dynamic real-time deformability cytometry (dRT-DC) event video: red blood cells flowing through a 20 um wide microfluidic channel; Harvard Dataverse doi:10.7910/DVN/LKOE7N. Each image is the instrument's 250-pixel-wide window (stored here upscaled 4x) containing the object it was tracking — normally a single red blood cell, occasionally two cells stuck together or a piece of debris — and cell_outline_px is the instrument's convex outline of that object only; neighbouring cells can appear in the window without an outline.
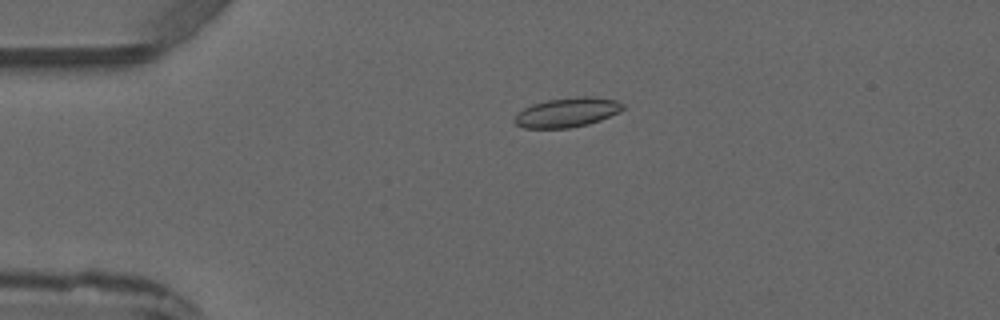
{"species": "common noctule bat (a hibernating species)", "species_latin": "Nyctalus noctula", "temperature_condition": "warm", "stored_images_in_passage": 3, "camera_frame_rate_fps": 3000, "um_per_image_px": 0.085, "animal": {"sex": "male", "forearm_length_mm": 52.5}, "frame": {"image": 1, "passage_image": 2, "time_ms": 1.333, "image_size_px": [1000, 320], "cell_outline_px": [[624, 108], [620, 112], [600, 120], [588, 124], [568, 128], [524, 128], [516, 124], [512, 120], [524, 108], [532, 104], [548, 100], [576, 96], [596, 96], [616, 100], [624, 104]], "centroid_in_image_um": [48.24, 9.54], "position_along_channel_um": 36.8, "area_um2": 18.67}}